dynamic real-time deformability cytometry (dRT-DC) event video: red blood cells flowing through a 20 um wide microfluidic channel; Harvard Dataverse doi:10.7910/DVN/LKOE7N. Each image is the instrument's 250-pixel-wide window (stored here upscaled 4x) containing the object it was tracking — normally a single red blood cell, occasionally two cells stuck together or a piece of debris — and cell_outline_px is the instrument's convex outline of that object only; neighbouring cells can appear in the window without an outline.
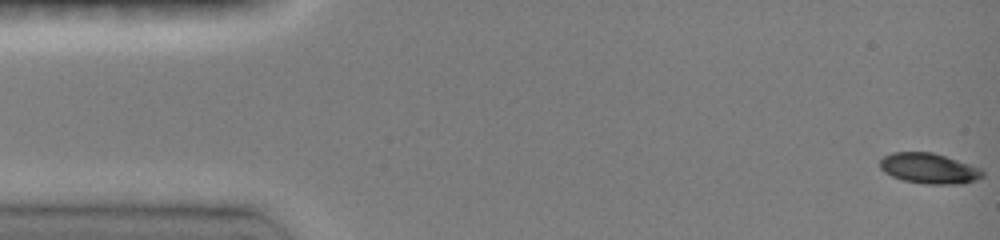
{"species": "common noctule bat (a hibernating species)", "species_latin": "Nyctalus noctula", "temperature_condition": "room temperature", "stored_images_in_passage": 47, "camera_frame_rate_fps": 3000, "um_per_image_px": 0.085, "animal": {"sex": "female", "body_mass_g": 19.0, "forearm_length_mm": 51.5}, "frame": {"image": 1, "passage_image": 1, "time_ms": 0.0, "image_size_px": [1000, 240], "cell_outline_px": [[984, 176], [976, 180], [964, 184], [924, 184], [904, 180], [892, 176], [884, 172], [880, 168], [880, 160], [884, 156], [892, 152], [932, 152], [980, 168], [984, 172]], "centroid_in_image_um": [78.96, 14.32], "position_along_channel_um": 6.0, "area_um2": 18.15}}
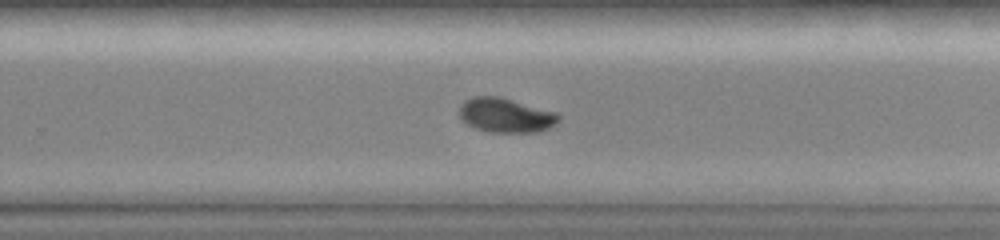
{"frame": {"image": 2, "passage_image": 31, "time_ms": 10.0, "image_size_px": [1000, 240], "cell_outline_px": [[560, 120], [556, 124], [548, 128], [536, 132], [492, 132], [476, 128], [468, 124], [460, 116], [460, 104], [464, 100], [472, 96], [500, 96], [556, 112], [560, 116]], "centroid_in_image_um": [43.0, 9.78], "position_along_channel_um": 286.8, "area_um2": 19.88}}
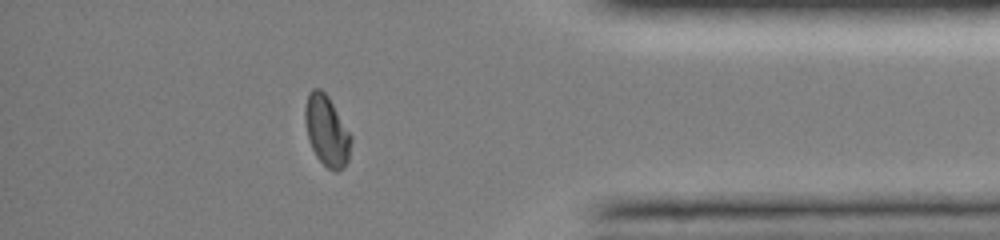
{"frame": {"image": 3, "passage_image": 41, "time_ms": 13.333, "image_size_px": [1000, 240], "cell_outline_px": [[352, 140], [348, 160], [344, 168], [336, 172], [328, 168], [316, 156], [308, 140], [304, 120], [304, 108], [308, 92], [312, 88], [320, 88], [328, 96], [352, 136]], "centroid_in_image_um": [27.76, 11.11], "position_along_channel_um": 407.4, "area_um2": 19.07}, "authors_computed_cell_mechanics": {"area_um2": 19.363, "velocity_mm_per_s": 4.0925, "shape_relaxation_time_tau1_ms": 3.929, "shape_relaxation_time_tau2_ms": null, "deformation_change_tau1": 0.1585, "deformation_change_tau2": null}}